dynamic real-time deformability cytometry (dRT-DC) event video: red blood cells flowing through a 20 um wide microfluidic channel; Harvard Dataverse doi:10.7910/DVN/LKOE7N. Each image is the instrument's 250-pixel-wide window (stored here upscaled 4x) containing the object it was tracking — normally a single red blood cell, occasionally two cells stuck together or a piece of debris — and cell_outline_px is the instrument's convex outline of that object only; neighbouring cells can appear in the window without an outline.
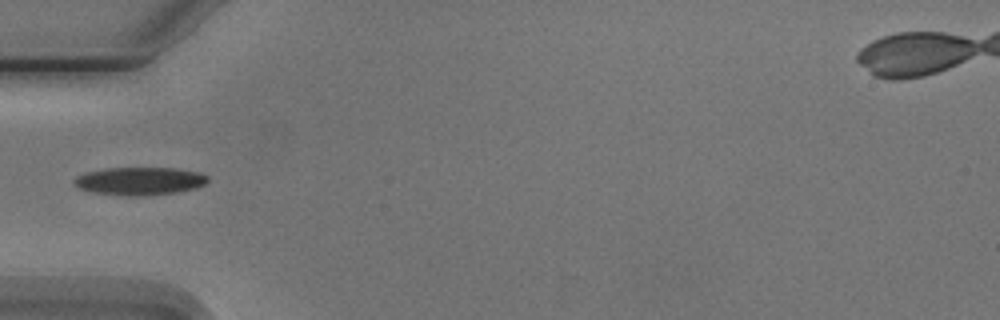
{"species": "Egyptian fruit bat (a non-hibernating species)", "species_latin": "Rousettus aegyptiacus", "temperature_condition": "cold", "stored_images_in_passage": 6, "camera_frame_rate_fps": 3000, "um_per_image_px": 0.085, "animal": {"sex": "male"}, "frame": {"image": 1, "passage_image": 5, "time_ms": 5.667, "image_size_px": [1000, 320], "cell_outline_px": [[208, 180], [204, 184], [196, 188], [176, 192], [144, 196], [124, 196], [92, 192], [80, 188], [72, 184], [72, 180], [76, 176], [84, 172], [108, 168], [176, 168], [200, 172], [208, 176]], "centroid_in_image_um": [11.84, 15.39], "position_along_channel_um": 73.2, "area_um2": 21.96}}
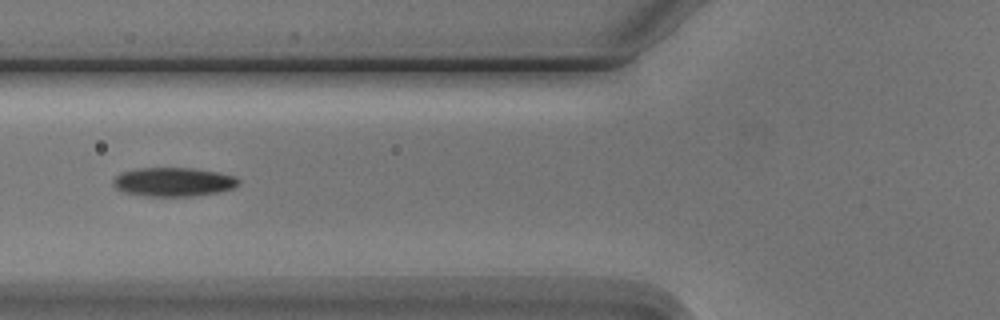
{"frame": {"image": 2, "passage_image": 6, "time_ms": 6.667, "image_size_px": [1000, 320], "cell_outline_px": [[240, 184], [236, 188], [220, 192], [192, 196], [144, 196], [124, 192], [116, 188], [112, 184], [112, 180], [120, 172], [140, 168], [192, 168], [216, 172], [236, 176], [240, 180]], "centroid_in_image_um": [14.76, 15.47], "position_along_channel_um": 111.0, "area_um2": 21.33}}